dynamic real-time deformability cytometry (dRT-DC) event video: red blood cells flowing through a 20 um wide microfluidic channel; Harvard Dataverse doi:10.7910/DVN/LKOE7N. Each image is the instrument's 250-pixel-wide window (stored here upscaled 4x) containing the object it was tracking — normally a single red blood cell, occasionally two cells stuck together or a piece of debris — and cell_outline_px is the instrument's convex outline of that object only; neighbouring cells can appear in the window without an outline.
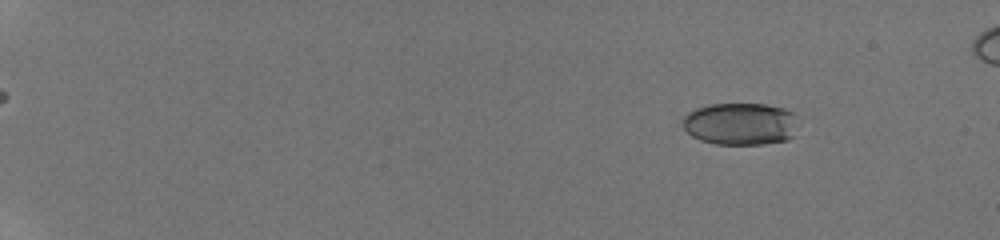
{"species": "human", "species_latin": "Homo sapiens", "temperature_condition": "room temperature", "stored_images_in_passage": 34, "camera_frame_rate_fps": 3000, "um_per_image_px": 0.085, "donor": {"sex": "male"}, "frame": {"image": 1, "passage_image": 4, "time_ms": 2.0, "image_size_px": [1000, 240], "cell_outline_px": [[796, 136], [788, 140], [764, 144], [716, 144], [700, 140], [692, 136], [680, 124], [680, 120], [688, 112], [696, 108], [708, 104], [768, 104], [784, 108], [792, 112], [796, 116]], "centroid_in_image_um": [62.94, 10.53], "position_along_channel_um": 22.1, "area_um2": 28.96}}
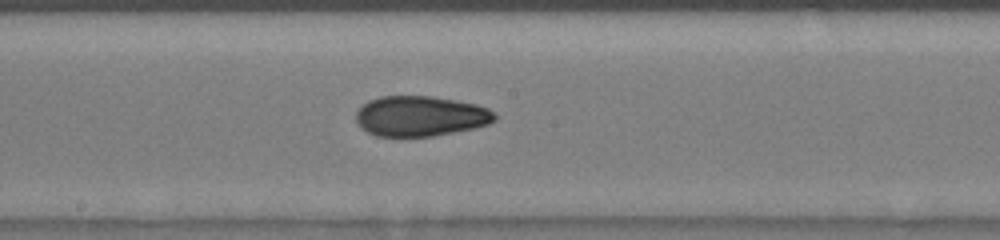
{"frame": {"image": 2, "passage_image": 18, "time_ms": 10.667, "image_size_px": [1000, 240], "cell_outline_px": [[496, 120], [488, 124], [472, 128], [432, 136], [376, 136], [360, 128], [356, 124], [356, 112], [368, 100], [380, 96], [432, 96], [456, 100], [476, 104], [488, 108], [496, 116]], "centroid_in_image_um": [35.7, 9.86], "position_along_channel_um": 212.5, "area_um2": 32.54}}
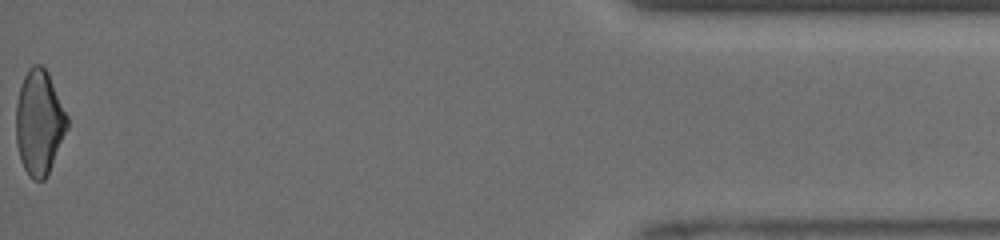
{"frame": {"image": 3, "passage_image": 34, "time_ms": 17.667, "image_size_px": [1000, 240], "cell_outline_px": [[68, 128], [48, 172], [44, 180], [32, 180], [28, 176], [20, 160], [16, 144], [16, 104], [20, 84], [28, 68], [32, 64], [40, 64], [48, 72], [68, 116]], "centroid_in_image_um": [3.32, 10.39], "position_along_channel_um": 431.9, "area_um2": 31.39}, "authors_computed_cell_mechanics": {"area_um2": 31.4721, "velocity_mm_per_s": 4.1019, "shape_relaxation_time_tau1_ms": 6.8338, "shape_relaxation_time_tau2_ms": 2.4839, "deformation_change_tau1": 0.1668, "deformation_change_tau2": 0.0857}}